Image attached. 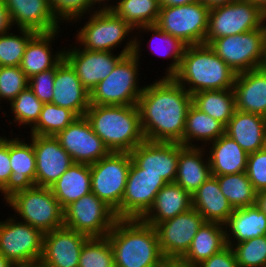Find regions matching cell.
<instances>
[{
	"label": "cell",
	"instance_id": "f5cc1de1",
	"mask_svg": "<svg viewBox=\"0 0 266 267\" xmlns=\"http://www.w3.org/2000/svg\"><path fill=\"white\" fill-rule=\"evenodd\" d=\"M256 205L266 214V190L257 193Z\"/></svg>",
	"mask_w": 266,
	"mask_h": 267
},
{
	"label": "cell",
	"instance_id": "30bf717a",
	"mask_svg": "<svg viewBox=\"0 0 266 267\" xmlns=\"http://www.w3.org/2000/svg\"><path fill=\"white\" fill-rule=\"evenodd\" d=\"M209 10L201 1L181 6H160L156 25L187 46L205 44Z\"/></svg>",
	"mask_w": 266,
	"mask_h": 267
},
{
	"label": "cell",
	"instance_id": "7c38bea8",
	"mask_svg": "<svg viewBox=\"0 0 266 267\" xmlns=\"http://www.w3.org/2000/svg\"><path fill=\"white\" fill-rule=\"evenodd\" d=\"M63 211L64 226L89 237H106L117 220L115 212L92 192Z\"/></svg>",
	"mask_w": 266,
	"mask_h": 267
},
{
	"label": "cell",
	"instance_id": "836d02e7",
	"mask_svg": "<svg viewBox=\"0 0 266 267\" xmlns=\"http://www.w3.org/2000/svg\"><path fill=\"white\" fill-rule=\"evenodd\" d=\"M225 134V125L220 121L213 119L208 114L196 108L193 104L190 106L183 132V146L197 147L193 142L203 141L206 148L221 135ZM206 144V145H205Z\"/></svg>",
	"mask_w": 266,
	"mask_h": 267
},
{
	"label": "cell",
	"instance_id": "e575fe53",
	"mask_svg": "<svg viewBox=\"0 0 266 267\" xmlns=\"http://www.w3.org/2000/svg\"><path fill=\"white\" fill-rule=\"evenodd\" d=\"M192 104L225 126L236 111L233 89L201 91L192 94Z\"/></svg>",
	"mask_w": 266,
	"mask_h": 267
},
{
	"label": "cell",
	"instance_id": "c3c4849f",
	"mask_svg": "<svg viewBox=\"0 0 266 267\" xmlns=\"http://www.w3.org/2000/svg\"><path fill=\"white\" fill-rule=\"evenodd\" d=\"M197 267H238L232 248L227 245L210 258L201 262Z\"/></svg>",
	"mask_w": 266,
	"mask_h": 267
},
{
	"label": "cell",
	"instance_id": "d6986e66",
	"mask_svg": "<svg viewBox=\"0 0 266 267\" xmlns=\"http://www.w3.org/2000/svg\"><path fill=\"white\" fill-rule=\"evenodd\" d=\"M35 159V186L51 187L74 163L55 136L31 135Z\"/></svg>",
	"mask_w": 266,
	"mask_h": 267
},
{
	"label": "cell",
	"instance_id": "ac0fdd59",
	"mask_svg": "<svg viewBox=\"0 0 266 267\" xmlns=\"http://www.w3.org/2000/svg\"><path fill=\"white\" fill-rule=\"evenodd\" d=\"M89 238L65 226L47 232L39 262L44 267H78L82 247Z\"/></svg>",
	"mask_w": 266,
	"mask_h": 267
},
{
	"label": "cell",
	"instance_id": "7bdbcfd3",
	"mask_svg": "<svg viewBox=\"0 0 266 267\" xmlns=\"http://www.w3.org/2000/svg\"><path fill=\"white\" fill-rule=\"evenodd\" d=\"M10 104L11 111L14 113V123L18 122L19 126L31 125L29 126L31 128L37 123L44 105L29 87L16 96Z\"/></svg>",
	"mask_w": 266,
	"mask_h": 267
},
{
	"label": "cell",
	"instance_id": "ffe728a7",
	"mask_svg": "<svg viewBox=\"0 0 266 267\" xmlns=\"http://www.w3.org/2000/svg\"><path fill=\"white\" fill-rule=\"evenodd\" d=\"M130 156L145 173L160 175L166 183H174L177 175L179 143L144 140L130 152Z\"/></svg>",
	"mask_w": 266,
	"mask_h": 267
},
{
	"label": "cell",
	"instance_id": "ba28073f",
	"mask_svg": "<svg viewBox=\"0 0 266 267\" xmlns=\"http://www.w3.org/2000/svg\"><path fill=\"white\" fill-rule=\"evenodd\" d=\"M131 161L128 152H110L90 165L92 193L115 212L117 219Z\"/></svg>",
	"mask_w": 266,
	"mask_h": 267
},
{
	"label": "cell",
	"instance_id": "60d3db41",
	"mask_svg": "<svg viewBox=\"0 0 266 267\" xmlns=\"http://www.w3.org/2000/svg\"><path fill=\"white\" fill-rule=\"evenodd\" d=\"M78 267H115L107 237H90L83 245Z\"/></svg>",
	"mask_w": 266,
	"mask_h": 267
},
{
	"label": "cell",
	"instance_id": "db71d44e",
	"mask_svg": "<svg viewBox=\"0 0 266 267\" xmlns=\"http://www.w3.org/2000/svg\"><path fill=\"white\" fill-rule=\"evenodd\" d=\"M200 1L203 2L209 8H213L216 6L229 4V3L236 1V0H200Z\"/></svg>",
	"mask_w": 266,
	"mask_h": 267
},
{
	"label": "cell",
	"instance_id": "8fae6325",
	"mask_svg": "<svg viewBox=\"0 0 266 267\" xmlns=\"http://www.w3.org/2000/svg\"><path fill=\"white\" fill-rule=\"evenodd\" d=\"M88 19V22L80 27L76 43L90 51L113 52L112 50L134 30L110 8H95Z\"/></svg>",
	"mask_w": 266,
	"mask_h": 267
},
{
	"label": "cell",
	"instance_id": "3957f363",
	"mask_svg": "<svg viewBox=\"0 0 266 267\" xmlns=\"http://www.w3.org/2000/svg\"><path fill=\"white\" fill-rule=\"evenodd\" d=\"M236 75L209 45L199 44L186 46L178 71L172 78L192 95L233 89Z\"/></svg>",
	"mask_w": 266,
	"mask_h": 267
},
{
	"label": "cell",
	"instance_id": "5b68a950",
	"mask_svg": "<svg viewBox=\"0 0 266 267\" xmlns=\"http://www.w3.org/2000/svg\"><path fill=\"white\" fill-rule=\"evenodd\" d=\"M134 38L133 54L124 56L107 78L96 85L90 93V105H137L144 87H139L137 79L140 74L141 40L135 35Z\"/></svg>",
	"mask_w": 266,
	"mask_h": 267
},
{
	"label": "cell",
	"instance_id": "5bb4252c",
	"mask_svg": "<svg viewBox=\"0 0 266 267\" xmlns=\"http://www.w3.org/2000/svg\"><path fill=\"white\" fill-rule=\"evenodd\" d=\"M15 216L0 221V253L14 265L37 263L42 254L44 234Z\"/></svg>",
	"mask_w": 266,
	"mask_h": 267
},
{
	"label": "cell",
	"instance_id": "b9f144b4",
	"mask_svg": "<svg viewBox=\"0 0 266 267\" xmlns=\"http://www.w3.org/2000/svg\"><path fill=\"white\" fill-rule=\"evenodd\" d=\"M229 245L238 267H266V235Z\"/></svg>",
	"mask_w": 266,
	"mask_h": 267
},
{
	"label": "cell",
	"instance_id": "2e32d148",
	"mask_svg": "<svg viewBox=\"0 0 266 267\" xmlns=\"http://www.w3.org/2000/svg\"><path fill=\"white\" fill-rule=\"evenodd\" d=\"M205 222L194 208L155 226L160 250L168 262L179 261L188 251L199 228Z\"/></svg>",
	"mask_w": 266,
	"mask_h": 267
},
{
	"label": "cell",
	"instance_id": "4dcf8cb0",
	"mask_svg": "<svg viewBox=\"0 0 266 267\" xmlns=\"http://www.w3.org/2000/svg\"><path fill=\"white\" fill-rule=\"evenodd\" d=\"M224 227L227 244H236L254 237H261L266 235V214L256 204L236 208Z\"/></svg>",
	"mask_w": 266,
	"mask_h": 267
},
{
	"label": "cell",
	"instance_id": "680465c9",
	"mask_svg": "<svg viewBox=\"0 0 266 267\" xmlns=\"http://www.w3.org/2000/svg\"><path fill=\"white\" fill-rule=\"evenodd\" d=\"M93 1V3L95 4V5H98L97 3H99L100 5L102 4V2H103V6H99L98 5V8H110V5L108 4V2H106V1H109V0H92ZM104 3H106V4H104Z\"/></svg>",
	"mask_w": 266,
	"mask_h": 267
},
{
	"label": "cell",
	"instance_id": "f35d334b",
	"mask_svg": "<svg viewBox=\"0 0 266 267\" xmlns=\"http://www.w3.org/2000/svg\"><path fill=\"white\" fill-rule=\"evenodd\" d=\"M138 29L143 30L145 32L150 31L153 33L151 40L149 42H151L152 40L155 39L154 41L159 40L162 42V44L164 43L163 45H165V46H163L162 44L161 45L163 46L162 48L165 50L160 48L161 52L162 51H164V52L159 53L158 50L151 49L152 50L151 53L156 52L160 56H162V57L164 56V58H165V56L168 58H170V57L172 58L171 62H173V63L169 64L170 66L168 68H166L165 76H163V77H172L178 71L180 61L183 57V53H184V50H185L187 45H185L179 38L173 37V36L169 35L168 33H165L164 31H162L156 24L155 25L142 26V27L137 28V30ZM154 41H152V42H154ZM159 47H160V45H159Z\"/></svg>",
	"mask_w": 266,
	"mask_h": 267
},
{
	"label": "cell",
	"instance_id": "74e56055",
	"mask_svg": "<svg viewBox=\"0 0 266 267\" xmlns=\"http://www.w3.org/2000/svg\"><path fill=\"white\" fill-rule=\"evenodd\" d=\"M78 116L71 110L52 103H44L37 123L30 128L31 135L56 136Z\"/></svg>",
	"mask_w": 266,
	"mask_h": 267
},
{
	"label": "cell",
	"instance_id": "11a10c76",
	"mask_svg": "<svg viewBox=\"0 0 266 267\" xmlns=\"http://www.w3.org/2000/svg\"><path fill=\"white\" fill-rule=\"evenodd\" d=\"M15 265L0 253V267H14Z\"/></svg>",
	"mask_w": 266,
	"mask_h": 267
},
{
	"label": "cell",
	"instance_id": "f1b7e54d",
	"mask_svg": "<svg viewBox=\"0 0 266 267\" xmlns=\"http://www.w3.org/2000/svg\"><path fill=\"white\" fill-rule=\"evenodd\" d=\"M192 208L196 209L205 222L225 224L234 208L221 192L218 179L210 176L193 194Z\"/></svg>",
	"mask_w": 266,
	"mask_h": 267
},
{
	"label": "cell",
	"instance_id": "d6a6232c",
	"mask_svg": "<svg viewBox=\"0 0 266 267\" xmlns=\"http://www.w3.org/2000/svg\"><path fill=\"white\" fill-rule=\"evenodd\" d=\"M61 207L77 201L92 192L90 165L73 163L50 187Z\"/></svg>",
	"mask_w": 266,
	"mask_h": 267
},
{
	"label": "cell",
	"instance_id": "9c48e42d",
	"mask_svg": "<svg viewBox=\"0 0 266 267\" xmlns=\"http://www.w3.org/2000/svg\"><path fill=\"white\" fill-rule=\"evenodd\" d=\"M265 21L266 14L249 0H236L210 8L205 44L224 36L259 29Z\"/></svg>",
	"mask_w": 266,
	"mask_h": 267
},
{
	"label": "cell",
	"instance_id": "9a60e30c",
	"mask_svg": "<svg viewBox=\"0 0 266 267\" xmlns=\"http://www.w3.org/2000/svg\"><path fill=\"white\" fill-rule=\"evenodd\" d=\"M166 184L160 175L145 173L144 169L131 161L125 192L119 206V219H141Z\"/></svg>",
	"mask_w": 266,
	"mask_h": 267
},
{
	"label": "cell",
	"instance_id": "e0dca14e",
	"mask_svg": "<svg viewBox=\"0 0 266 267\" xmlns=\"http://www.w3.org/2000/svg\"><path fill=\"white\" fill-rule=\"evenodd\" d=\"M55 138L74 163L91 165L110 153L85 116L76 118Z\"/></svg>",
	"mask_w": 266,
	"mask_h": 267
},
{
	"label": "cell",
	"instance_id": "277c9868",
	"mask_svg": "<svg viewBox=\"0 0 266 267\" xmlns=\"http://www.w3.org/2000/svg\"><path fill=\"white\" fill-rule=\"evenodd\" d=\"M85 117L110 152L130 153L145 140L137 105H90Z\"/></svg>",
	"mask_w": 266,
	"mask_h": 267
},
{
	"label": "cell",
	"instance_id": "681fc988",
	"mask_svg": "<svg viewBox=\"0 0 266 267\" xmlns=\"http://www.w3.org/2000/svg\"><path fill=\"white\" fill-rule=\"evenodd\" d=\"M12 174L10 166V138L0 137V190Z\"/></svg>",
	"mask_w": 266,
	"mask_h": 267
},
{
	"label": "cell",
	"instance_id": "f6af8a7d",
	"mask_svg": "<svg viewBox=\"0 0 266 267\" xmlns=\"http://www.w3.org/2000/svg\"><path fill=\"white\" fill-rule=\"evenodd\" d=\"M49 4L53 14L61 23L65 20L68 23L73 20L77 22L79 17L81 18L84 14H90V10L94 12L95 6L92 0H49Z\"/></svg>",
	"mask_w": 266,
	"mask_h": 267
},
{
	"label": "cell",
	"instance_id": "1f68e13d",
	"mask_svg": "<svg viewBox=\"0 0 266 267\" xmlns=\"http://www.w3.org/2000/svg\"><path fill=\"white\" fill-rule=\"evenodd\" d=\"M227 246L225 227L217 222H204L194 236L187 253L179 260L197 266Z\"/></svg>",
	"mask_w": 266,
	"mask_h": 267
},
{
	"label": "cell",
	"instance_id": "f907efd6",
	"mask_svg": "<svg viewBox=\"0 0 266 267\" xmlns=\"http://www.w3.org/2000/svg\"><path fill=\"white\" fill-rule=\"evenodd\" d=\"M12 26L9 11L5 7L3 0H0V35L8 33Z\"/></svg>",
	"mask_w": 266,
	"mask_h": 267
},
{
	"label": "cell",
	"instance_id": "ee69618b",
	"mask_svg": "<svg viewBox=\"0 0 266 267\" xmlns=\"http://www.w3.org/2000/svg\"><path fill=\"white\" fill-rule=\"evenodd\" d=\"M28 83L29 78L20 66L0 67V101L4 99L10 103L28 87Z\"/></svg>",
	"mask_w": 266,
	"mask_h": 267
},
{
	"label": "cell",
	"instance_id": "603a6c76",
	"mask_svg": "<svg viewBox=\"0 0 266 267\" xmlns=\"http://www.w3.org/2000/svg\"><path fill=\"white\" fill-rule=\"evenodd\" d=\"M13 26L35 32H53L60 23L53 14L49 0H3Z\"/></svg>",
	"mask_w": 266,
	"mask_h": 267
},
{
	"label": "cell",
	"instance_id": "8d00e7d4",
	"mask_svg": "<svg viewBox=\"0 0 266 267\" xmlns=\"http://www.w3.org/2000/svg\"><path fill=\"white\" fill-rule=\"evenodd\" d=\"M215 177L218 179L221 192L234 209L256 204L258 192L246 172Z\"/></svg>",
	"mask_w": 266,
	"mask_h": 267
},
{
	"label": "cell",
	"instance_id": "7402d4cb",
	"mask_svg": "<svg viewBox=\"0 0 266 267\" xmlns=\"http://www.w3.org/2000/svg\"><path fill=\"white\" fill-rule=\"evenodd\" d=\"M10 166L12 174L0 190L6 201L35 185L36 159L32 142L26 143L18 137L10 139Z\"/></svg>",
	"mask_w": 266,
	"mask_h": 267
},
{
	"label": "cell",
	"instance_id": "7dc6e473",
	"mask_svg": "<svg viewBox=\"0 0 266 267\" xmlns=\"http://www.w3.org/2000/svg\"><path fill=\"white\" fill-rule=\"evenodd\" d=\"M56 67L35 74L29 78L28 87L43 103H52Z\"/></svg>",
	"mask_w": 266,
	"mask_h": 267
},
{
	"label": "cell",
	"instance_id": "cb8c5ba5",
	"mask_svg": "<svg viewBox=\"0 0 266 267\" xmlns=\"http://www.w3.org/2000/svg\"><path fill=\"white\" fill-rule=\"evenodd\" d=\"M233 91L236 110L266 117V68L236 75Z\"/></svg>",
	"mask_w": 266,
	"mask_h": 267
},
{
	"label": "cell",
	"instance_id": "4fadbf2b",
	"mask_svg": "<svg viewBox=\"0 0 266 267\" xmlns=\"http://www.w3.org/2000/svg\"><path fill=\"white\" fill-rule=\"evenodd\" d=\"M125 44L118 56L108 51H90L79 46H71L70 49L64 50V59L76 71L82 85L91 93L124 56L133 54L135 38L132 37Z\"/></svg>",
	"mask_w": 266,
	"mask_h": 267
},
{
	"label": "cell",
	"instance_id": "8992f818",
	"mask_svg": "<svg viewBox=\"0 0 266 267\" xmlns=\"http://www.w3.org/2000/svg\"><path fill=\"white\" fill-rule=\"evenodd\" d=\"M27 223L43 234L64 226V211L49 187L33 186L15 193L7 201ZM24 220V221H23Z\"/></svg>",
	"mask_w": 266,
	"mask_h": 267
},
{
	"label": "cell",
	"instance_id": "484cf974",
	"mask_svg": "<svg viewBox=\"0 0 266 267\" xmlns=\"http://www.w3.org/2000/svg\"><path fill=\"white\" fill-rule=\"evenodd\" d=\"M60 30L53 32H37L28 42L20 69L28 78L41 73L45 70L55 68L64 59V49L52 53L51 43L54 42L57 33ZM51 48V49H50Z\"/></svg>",
	"mask_w": 266,
	"mask_h": 267
},
{
	"label": "cell",
	"instance_id": "6da1fadb",
	"mask_svg": "<svg viewBox=\"0 0 266 267\" xmlns=\"http://www.w3.org/2000/svg\"><path fill=\"white\" fill-rule=\"evenodd\" d=\"M192 95L172 77H163L144 86L138 100L145 140L183 145V132Z\"/></svg>",
	"mask_w": 266,
	"mask_h": 267
},
{
	"label": "cell",
	"instance_id": "9f6ffc18",
	"mask_svg": "<svg viewBox=\"0 0 266 267\" xmlns=\"http://www.w3.org/2000/svg\"><path fill=\"white\" fill-rule=\"evenodd\" d=\"M266 14V0H249Z\"/></svg>",
	"mask_w": 266,
	"mask_h": 267
},
{
	"label": "cell",
	"instance_id": "44dd1931",
	"mask_svg": "<svg viewBox=\"0 0 266 267\" xmlns=\"http://www.w3.org/2000/svg\"><path fill=\"white\" fill-rule=\"evenodd\" d=\"M52 104L85 116L90 107V92L82 85L76 71L63 59L56 66Z\"/></svg>",
	"mask_w": 266,
	"mask_h": 267
},
{
	"label": "cell",
	"instance_id": "ab89813d",
	"mask_svg": "<svg viewBox=\"0 0 266 267\" xmlns=\"http://www.w3.org/2000/svg\"><path fill=\"white\" fill-rule=\"evenodd\" d=\"M19 34L0 35V67L20 66L29 40L37 33L31 29H18Z\"/></svg>",
	"mask_w": 266,
	"mask_h": 267
},
{
	"label": "cell",
	"instance_id": "d4e9b609",
	"mask_svg": "<svg viewBox=\"0 0 266 267\" xmlns=\"http://www.w3.org/2000/svg\"><path fill=\"white\" fill-rule=\"evenodd\" d=\"M225 134L235 140L248 154L266 148V117L236 110Z\"/></svg>",
	"mask_w": 266,
	"mask_h": 267
},
{
	"label": "cell",
	"instance_id": "6f0895ef",
	"mask_svg": "<svg viewBox=\"0 0 266 267\" xmlns=\"http://www.w3.org/2000/svg\"><path fill=\"white\" fill-rule=\"evenodd\" d=\"M167 267H197V266H187L180 263L179 261H172L168 262Z\"/></svg>",
	"mask_w": 266,
	"mask_h": 267
},
{
	"label": "cell",
	"instance_id": "7a4b0ae2",
	"mask_svg": "<svg viewBox=\"0 0 266 267\" xmlns=\"http://www.w3.org/2000/svg\"><path fill=\"white\" fill-rule=\"evenodd\" d=\"M106 237L115 267H167L155 227L141 219H117Z\"/></svg>",
	"mask_w": 266,
	"mask_h": 267
},
{
	"label": "cell",
	"instance_id": "83f0119b",
	"mask_svg": "<svg viewBox=\"0 0 266 267\" xmlns=\"http://www.w3.org/2000/svg\"><path fill=\"white\" fill-rule=\"evenodd\" d=\"M205 148L185 147L179 143L177 175L174 183L191 195L211 176L209 159L204 160Z\"/></svg>",
	"mask_w": 266,
	"mask_h": 267
},
{
	"label": "cell",
	"instance_id": "52a82bcc",
	"mask_svg": "<svg viewBox=\"0 0 266 267\" xmlns=\"http://www.w3.org/2000/svg\"><path fill=\"white\" fill-rule=\"evenodd\" d=\"M209 46L236 74L264 67L266 24L259 29L214 39Z\"/></svg>",
	"mask_w": 266,
	"mask_h": 267
},
{
	"label": "cell",
	"instance_id": "bcb514c9",
	"mask_svg": "<svg viewBox=\"0 0 266 267\" xmlns=\"http://www.w3.org/2000/svg\"><path fill=\"white\" fill-rule=\"evenodd\" d=\"M246 173L257 192L266 190V148L248 154Z\"/></svg>",
	"mask_w": 266,
	"mask_h": 267
},
{
	"label": "cell",
	"instance_id": "816d5d0a",
	"mask_svg": "<svg viewBox=\"0 0 266 267\" xmlns=\"http://www.w3.org/2000/svg\"><path fill=\"white\" fill-rule=\"evenodd\" d=\"M200 0H158L160 6H181L194 2H199Z\"/></svg>",
	"mask_w": 266,
	"mask_h": 267
},
{
	"label": "cell",
	"instance_id": "f546056e",
	"mask_svg": "<svg viewBox=\"0 0 266 267\" xmlns=\"http://www.w3.org/2000/svg\"><path fill=\"white\" fill-rule=\"evenodd\" d=\"M210 144L208 159L212 176L246 172L248 153L235 140L223 134Z\"/></svg>",
	"mask_w": 266,
	"mask_h": 267
},
{
	"label": "cell",
	"instance_id": "91938a15",
	"mask_svg": "<svg viewBox=\"0 0 266 267\" xmlns=\"http://www.w3.org/2000/svg\"><path fill=\"white\" fill-rule=\"evenodd\" d=\"M14 267H37V263L15 265Z\"/></svg>",
	"mask_w": 266,
	"mask_h": 267
},
{
	"label": "cell",
	"instance_id": "d590c367",
	"mask_svg": "<svg viewBox=\"0 0 266 267\" xmlns=\"http://www.w3.org/2000/svg\"><path fill=\"white\" fill-rule=\"evenodd\" d=\"M110 9L134 30L155 25L159 16L160 5L158 0H119Z\"/></svg>",
	"mask_w": 266,
	"mask_h": 267
},
{
	"label": "cell",
	"instance_id": "4316f807",
	"mask_svg": "<svg viewBox=\"0 0 266 267\" xmlns=\"http://www.w3.org/2000/svg\"><path fill=\"white\" fill-rule=\"evenodd\" d=\"M192 208V195L176 183H167L141 220L153 227Z\"/></svg>",
	"mask_w": 266,
	"mask_h": 267
},
{
	"label": "cell",
	"instance_id": "94428289",
	"mask_svg": "<svg viewBox=\"0 0 266 267\" xmlns=\"http://www.w3.org/2000/svg\"><path fill=\"white\" fill-rule=\"evenodd\" d=\"M37 267H44L40 262H37Z\"/></svg>",
	"mask_w": 266,
	"mask_h": 267
}]
</instances>
